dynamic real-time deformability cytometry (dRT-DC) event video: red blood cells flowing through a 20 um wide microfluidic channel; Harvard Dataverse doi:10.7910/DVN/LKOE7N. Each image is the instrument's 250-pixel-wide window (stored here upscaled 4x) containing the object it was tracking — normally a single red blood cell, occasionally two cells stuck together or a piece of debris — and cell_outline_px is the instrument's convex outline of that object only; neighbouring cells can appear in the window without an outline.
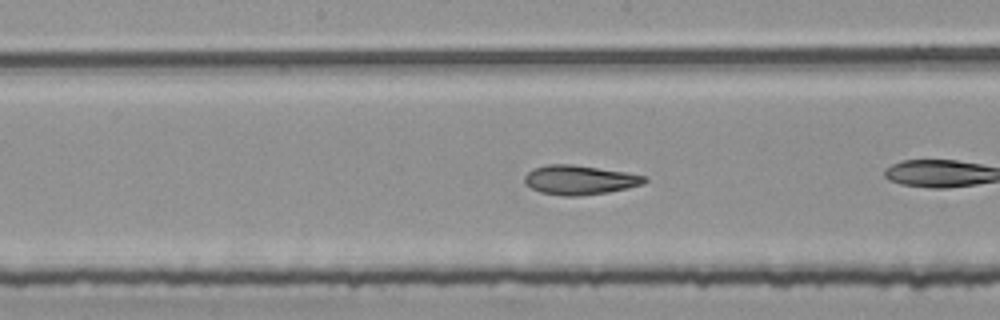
{"species": "common noctule bat (a hibernating species)", "species_latin": "Nyctalus noctula", "temperature_condition": "room temperature", "stored_images_in_passage": 25, "camera_frame_rate_fps": 3000, "um_per_image_px": 0.085, "animal": {"sex": "female", "body_mass_g": 25.1}, "frame": {"image": 1, "passage_image": 11, "time_ms": 3.333, "image_size_px": [1000, 320], "cell_outline_px": [[648, 180], [644, 184], [628, 188], [608, 192], [576, 196], [564, 196], [540, 192], [524, 184], [524, 176], [532, 168], [548, 164], [572, 164], [624, 172], [648, 176]], "centroid_in_image_um": [49.26, 15.29], "position_along_channel_um": 198.9, "area_um2": 20.58}}